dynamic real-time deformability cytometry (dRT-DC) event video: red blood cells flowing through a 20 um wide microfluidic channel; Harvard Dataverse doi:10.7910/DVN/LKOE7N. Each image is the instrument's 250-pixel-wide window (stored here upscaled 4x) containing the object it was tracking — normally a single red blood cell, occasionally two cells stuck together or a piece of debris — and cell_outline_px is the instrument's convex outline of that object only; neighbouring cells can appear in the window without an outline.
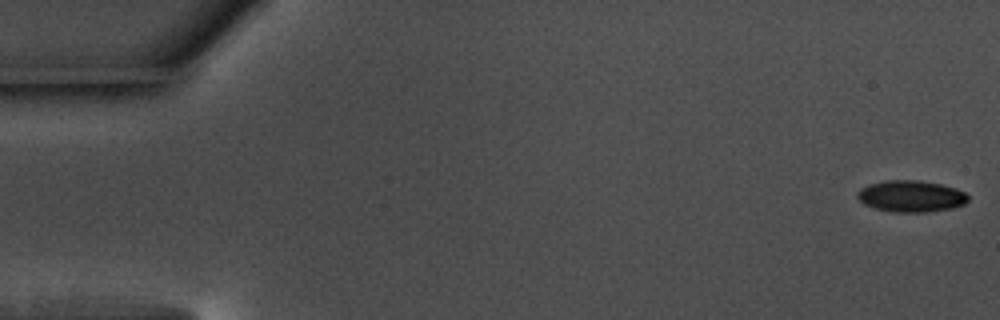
{"species": "common noctule bat (a hibernating species)", "species_latin": "Nyctalus noctula", "temperature_condition": "warm", "stored_images_in_passage": 15, "camera_frame_rate_fps": 3000, "um_per_image_px": 0.085, "animal": {"sex": "male", "body_mass_g": 17.5, "forearm_length_mm": 52.3}, "frame": {"image": 1, "passage_image": 1, "time_ms": 0.0, "image_size_px": [1000, 320], "cell_outline_px": [[968, 200], [964, 204], [952, 208], [924, 212], [892, 212], [872, 208], [864, 204], [856, 196], [856, 192], [860, 188], [868, 184], [884, 180], [916, 180], [940, 184], [956, 188], [964, 192], [968, 196]], "centroid_in_image_um": [77.39, 16.68], "position_along_channel_um": 7.6, "area_um2": 20.46}}
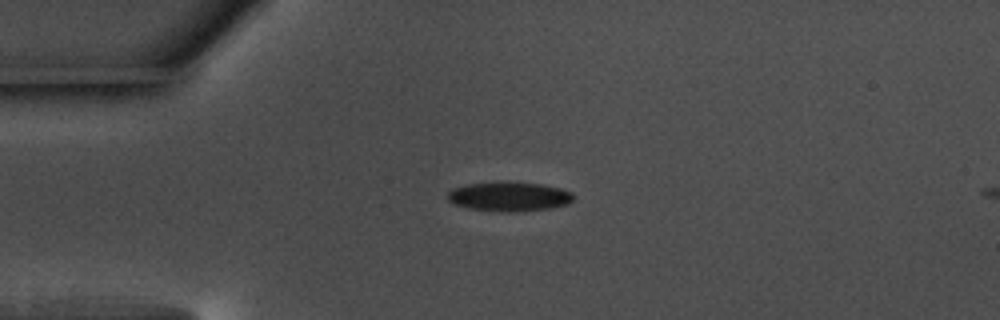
{"frame": {"image": 2, "passage_image": 14, "time_ms": 4.333, "image_size_px": [1000, 320], "cell_outline_px": [[572, 200], [568, 204], [552, 208], [512, 212], [508, 212], [468, 208], [456, 204], [448, 200], [448, 192], [452, 188], [468, 184], [508, 180], [544, 184], [560, 188], [572, 192]], "centroid_in_image_um": [43.29, 16.68], "position_along_channel_um": 41.7, "area_um2": 21.79}}